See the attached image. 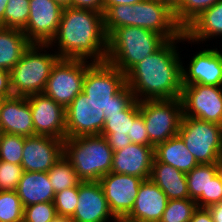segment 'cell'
Returning <instances> with one entry per match:
<instances>
[{
	"instance_id": "cell-1",
	"label": "cell",
	"mask_w": 222,
	"mask_h": 222,
	"mask_svg": "<svg viewBox=\"0 0 222 222\" xmlns=\"http://www.w3.org/2000/svg\"><path fill=\"white\" fill-rule=\"evenodd\" d=\"M181 41H186L184 32L167 40L126 74V84L137 101L180 98L183 63L176 44Z\"/></svg>"
},
{
	"instance_id": "cell-2",
	"label": "cell",
	"mask_w": 222,
	"mask_h": 222,
	"mask_svg": "<svg viewBox=\"0 0 222 222\" xmlns=\"http://www.w3.org/2000/svg\"><path fill=\"white\" fill-rule=\"evenodd\" d=\"M60 59H82L105 62L107 34L104 14L74 7L63 8L58 31L48 44L56 46Z\"/></svg>"
},
{
	"instance_id": "cell-3",
	"label": "cell",
	"mask_w": 222,
	"mask_h": 222,
	"mask_svg": "<svg viewBox=\"0 0 222 222\" xmlns=\"http://www.w3.org/2000/svg\"><path fill=\"white\" fill-rule=\"evenodd\" d=\"M126 26L145 28L162 35L166 40L176 39L183 33L173 13L159 0H143L133 5H115L104 13L107 37L117 28Z\"/></svg>"
},
{
	"instance_id": "cell-4",
	"label": "cell",
	"mask_w": 222,
	"mask_h": 222,
	"mask_svg": "<svg viewBox=\"0 0 222 222\" xmlns=\"http://www.w3.org/2000/svg\"><path fill=\"white\" fill-rule=\"evenodd\" d=\"M166 41L162 35L142 27H119L107 37L105 61L126 75Z\"/></svg>"
},
{
	"instance_id": "cell-5",
	"label": "cell",
	"mask_w": 222,
	"mask_h": 222,
	"mask_svg": "<svg viewBox=\"0 0 222 222\" xmlns=\"http://www.w3.org/2000/svg\"><path fill=\"white\" fill-rule=\"evenodd\" d=\"M113 150L101 135L64 139L63 155L82 181H99L111 172Z\"/></svg>"
},
{
	"instance_id": "cell-6",
	"label": "cell",
	"mask_w": 222,
	"mask_h": 222,
	"mask_svg": "<svg viewBox=\"0 0 222 222\" xmlns=\"http://www.w3.org/2000/svg\"><path fill=\"white\" fill-rule=\"evenodd\" d=\"M49 47L48 44H31L20 61L10 70L14 96L27 97L44 92L51 70L60 59L56 53H47Z\"/></svg>"
},
{
	"instance_id": "cell-7",
	"label": "cell",
	"mask_w": 222,
	"mask_h": 222,
	"mask_svg": "<svg viewBox=\"0 0 222 222\" xmlns=\"http://www.w3.org/2000/svg\"><path fill=\"white\" fill-rule=\"evenodd\" d=\"M139 112L149 135V146L178 135L183 117L180 98L139 101Z\"/></svg>"
},
{
	"instance_id": "cell-8",
	"label": "cell",
	"mask_w": 222,
	"mask_h": 222,
	"mask_svg": "<svg viewBox=\"0 0 222 222\" xmlns=\"http://www.w3.org/2000/svg\"><path fill=\"white\" fill-rule=\"evenodd\" d=\"M178 135L198 164L215 163L222 154V125L183 116Z\"/></svg>"
},
{
	"instance_id": "cell-9",
	"label": "cell",
	"mask_w": 222,
	"mask_h": 222,
	"mask_svg": "<svg viewBox=\"0 0 222 222\" xmlns=\"http://www.w3.org/2000/svg\"><path fill=\"white\" fill-rule=\"evenodd\" d=\"M93 63L82 59H59L51 70L43 93L66 109L83 92L86 70Z\"/></svg>"
},
{
	"instance_id": "cell-10",
	"label": "cell",
	"mask_w": 222,
	"mask_h": 222,
	"mask_svg": "<svg viewBox=\"0 0 222 222\" xmlns=\"http://www.w3.org/2000/svg\"><path fill=\"white\" fill-rule=\"evenodd\" d=\"M183 116L222 125V86L183 85Z\"/></svg>"
},
{
	"instance_id": "cell-11",
	"label": "cell",
	"mask_w": 222,
	"mask_h": 222,
	"mask_svg": "<svg viewBox=\"0 0 222 222\" xmlns=\"http://www.w3.org/2000/svg\"><path fill=\"white\" fill-rule=\"evenodd\" d=\"M126 85V75L108 62H94L87 70L83 92L107 115L111 98Z\"/></svg>"
},
{
	"instance_id": "cell-12",
	"label": "cell",
	"mask_w": 222,
	"mask_h": 222,
	"mask_svg": "<svg viewBox=\"0 0 222 222\" xmlns=\"http://www.w3.org/2000/svg\"><path fill=\"white\" fill-rule=\"evenodd\" d=\"M66 138L100 135L105 123L103 109L84 92L65 109Z\"/></svg>"
},
{
	"instance_id": "cell-13",
	"label": "cell",
	"mask_w": 222,
	"mask_h": 222,
	"mask_svg": "<svg viewBox=\"0 0 222 222\" xmlns=\"http://www.w3.org/2000/svg\"><path fill=\"white\" fill-rule=\"evenodd\" d=\"M142 181L140 177L115 172L104 175L98 181L110 212L119 222L131 212Z\"/></svg>"
},
{
	"instance_id": "cell-14",
	"label": "cell",
	"mask_w": 222,
	"mask_h": 222,
	"mask_svg": "<svg viewBox=\"0 0 222 222\" xmlns=\"http://www.w3.org/2000/svg\"><path fill=\"white\" fill-rule=\"evenodd\" d=\"M63 8L53 0H30V13L22 30L31 44H49L55 37Z\"/></svg>"
},
{
	"instance_id": "cell-15",
	"label": "cell",
	"mask_w": 222,
	"mask_h": 222,
	"mask_svg": "<svg viewBox=\"0 0 222 222\" xmlns=\"http://www.w3.org/2000/svg\"><path fill=\"white\" fill-rule=\"evenodd\" d=\"M35 135L66 138L65 108L44 93L27 96Z\"/></svg>"
},
{
	"instance_id": "cell-16",
	"label": "cell",
	"mask_w": 222,
	"mask_h": 222,
	"mask_svg": "<svg viewBox=\"0 0 222 222\" xmlns=\"http://www.w3.org/2000/svg\"><path fill=\"white\" fill-rule=\"evenodd\" d=\"M63 153L62 139L41 135L24 137L21 166L28 172H48Z\"/></svg>"
},
{
	"instance_id": "cell-17",
	"label": "cell",
	"mask_w": 222,
	"mask_h": 222,
	"mask_svg": "<svg viewBox=\"0 0 222 222\" xmlns=\"http://www.w3.org/2000/svg\"><path fill=\"white\" fill-rule=\"evenodd\" d=\"M73 222H119L110 212L103 189L98 181H82L78 185L76 210Z\"/></svg>"
},
{
	"instance_id": "cell-18",
	"label": "cell",
	"mask_w": 222,
	"mask_h": 222,
	"mask_svg": "<svg viewBox=\"0 0 222 222\" xmlns=\"http://www.w3.org/2000/svg\"><path fill=\"white\" fill-rule=\"evenodd\" d=\"M190 60L188 68L182 66V85L222 86V52L207 48Z\"/></svg>"
},
{
	"instance_id": "cell-19",
	"label": "cell",
	"mask_w": 222,
	"mask_h": 222,
	"mask_svg": "<svg viewBox=\"0 0 222 222\" xmlns=\"http://www.w3.org/2000/svg\"><path fill=\"white\" fill-rule=\"evenodd\" d=\"M168 198L150 178L142 181L131 212L121 222H160Z\"/></svg>"
},
{
	"instance_id": "cell-20",
	"label": "cell",
	"mask_w": 222,
	"mask_h": 222,
	"mask_svg": "<svg viewBox=\"0 0 222 222\" xmlns=\"http://www.w3.org/2000/svg\"><path fill=\"white\" fill-rule=\"evenodd\" d=\"M154 158L153 146L131 143L113 152L111 172L149 179Z\"/></svg>"
},
{
	"instance_id": "cell-21",
	"label": "cell",
	"mask_w": 222,
	"mask_h": 222,
	"mask_svg": "<svg viewBox=\"0 0 222 222\" xmlns=\"http://www.w3.org/2000/svg\"><path fill=\"white\" fill-rule=\"evenodd\" d=\"M0 131L23 137L35 136L27 97L13 95L4 99L0 113Z\"/></svg>"
},
{
	"instance_id": "cell-22",
	"label": "cell",
	"mask_w": 222,
	"mask_h": 222,
	"mask_svg": "<svg viewBox=\"0 0 222 222\" xmlns=\"http://www.w3.org/2000/svg\"><path fill=\"white\" fill-rule=\"evenodd\" d=\"M140 115L136 99L120 114H107L101 136L105 137L113 151L123 149L132 142L128 137L131 123Z\"/></svg>"
},
{
	"instance_id": "cell-23",
	"label": "cell",
	"mask_w": 222,
	"mask_h": 222,
	"mask_svg": "<svg viewBox=\"0 0 222 222\" xmlns=\"http://www.w3.org/2000/svg\"><path fill=\"white\" fill-rule=\"evenodd\" d=\"M16 193L23 207L41 202H54L55 191L49 181L47 172L24 171Z\"/></svg>"
},
{
	"instance_id": "cell-24",
	"label": "cell",
	"mask_w": 222,
	"mask_h": 222,
	"mask_svg": "<svg viewBox=\"0 0 222 222\" xmlns=\"http://www.w3.org/2000/svg\"><path fill=\"white\" fill-rule=\"evenodd\" d=\"M150 179L166 194L168 200L188 199L186 173L171 165L153 160Z\"/></svg>"
},
{
	"instance_id": "cell-25",
	"label": "cell",
	"mask_w": 222,
	"mask_h": 222,
	"mask_svg": "<svg viewBox=\"0 0 222 222\" xmlns=\"http://www.w3.org/2000/svg\"><path fill=\"white\" fill-rule=\"evenodd\" d=\"M186 40L200 42L222 36V0L203 11L184 30Z\"/></svg>"
},
{
	"instance_id": "cell-26",
	"label": "cell",
	"mask_w": 222,
	"mask_h": 222,
	"mask_svg": "<svg viewBox=\"0 0 222 222\" xmlns=\"http://www.w3.org/2000/svg\"><path fill=\"white\" fill-rule=\"evenodd\" d=\"M154 156L157 161L171 165L184 173L190 172L198 165L179 135L157 144L154 147Z\"/></svg>"
},
{
	"instance_id": "cell-27",
	"label": "cell",
	"mask_w": 222,
	"mask_h": 222,
	"mask_svg": "<svg viewBox=\"0 0 222 222\" xmlns=\"http://www.w3.org/2000/svg\"><path fill=\"white\" fill-rule=\"evenodd\" d=\"M30 45L21 29L0 27V69L10 71Z\"/></svg>"
},
{
	"instance_id": "cell-28",
	"label": "cell",
	"mask_w": 222,
	"mask_h": 222,
	"mask_svg": "<svg viewBox=\"0 0 222 222\" xmlns=\"http://www.w3.org/2000/svg\"><path fill=\"white\" fill-rule=\"evenodd\" d=\"M216 174L215 163L198 164L186 173L189 196L196 201L197 207H208V187Z\"/></svg>"
},
{
	"instance_id": "cell-29",
	"label": "cell",
	"mask_w": 222,
	"mask_h": 222,
	"mask_svg": "<svg viewBox=\"0 0 222 222\" xmlns=\"http://www.w3.org/2000/svg\"><path fill=\"white\" fill-rule=\"evenodd\" d=\"M47 174L55 193L78 186L82 182L70 161L64 155L53 164Z\"/></svg>"
},
{
	"instance_id": "cell-30",
	"label": "cell",
	"mask_w": 222,
	"mask_h": 222,
	"mask_svg": "<svg viewBox=\"0 0 222 222\" xmlns=\"http://www.w3.org/2000/svg\"><path fill=\"white\" fill-rule=\"evenodd\" d=\"M219 0H183L181 6L173 13L176 23L184 30L203 11Z\"/></svg>"
},
{
	"instance_id": "cell-31",
	"label": "cell",
	"mask_w": 222,
	"mask_h": 222,
	"mask_svg": "<svg viewBox=\"0 0 222 222\" xmlns=\"http://www.w3.org/2000/svg\"><path fill=\"white\" fill-rule=\"evenodd\" d=\"M197 208L190 198L168 200L160 222H189Z\"/></svg>"
},
{
	"instance_id": "cell-32",
	"label": "cell",
	"mask_w": 222,
	"mask_h": 222,
	"mask_svg": "<svg viewBox=\"0 0 222 222\" xmlns=\"http://www.w3.org/2000/svg\"><path fill=\"white\" fill-rule=\"evenodd\" d=\"M30 0H8L4 12V28L23 30L28 22Z\"/></svg>"
},
{
	"instance_id": "cell-33",
	"label": "cell",
	"mask_w": 222,
	"mask_h": 222,
	"mask_svg": "<svg viewBox=\"0 0 222 222\" xmlns=\"http://www.w3.org/2000/svg\"><path fill=\"white\" fill-rule=\"evenodd\" d=\"M23 213L16 191H0V222H23Z\"/></svg>"
},
{
	"instance_id": "cell-34",
	"label": "cell",
	"mask_w": 222,
	"mask_h": 222,
	"mask_svg": "<svg viewBox=\"0 0 222 222\" xmlns=\"http://www.w3.org/2000/svg\"><path fill=\"white\" fill-rule=\"evenodd\" d=\"M23 146V136L1 132L0 160L21 165Z\"/></svg>"
},
{
	"instance_id": "cell-35",
	"label": "cell",
	"mask_w": 222,
	"mask_h": 222,
	"mask_svg": "<svg viewBox=\"0 0 222 222\" xmlns=\"http://www.w3.org/2000/svg\"><path fill=\"white\" fill-rule=\"evenodd\" d=\"M57 216L54 202H41L24 207L23 222H52Z\"/></svg>"
},
{
	"instance_id": "cell-36",
	"label": "cell",
	"mask_w": 222,
	"mask_h": 222,
	"mask_svg": "<svg viewBox=\"0 0 222 222\" xmlns=\"http://www.w3.org/2000/svg\"><path fill=\"white\" fill-rule=\"evenodd\" d=\"M78 201V186L55 193L54 206L58 216L71 218Z\"/></svg>"
},
{
	"instance_id": "cell-37",
	"label": "cell",
	"mask_w": 222,
	"mask_h": 222,
	"mask_svg": "<svg viewBox=\"0 0 222 222\" xmlns=\"http://www.w3.org/2000/svg\"><path fill=\"white\" fill-rule=\"evenodd\" d=\"M23 172L20 164L0 160V191H16Z\"/></svg>"
},
{
	"instance_id": "cell-38",
	"label": "cell",
	"mask_w": 222,
	"mask_h": 222,
	"mask_svg": "<svg viewBox=\"0 0 222 222\" xmlns=\"http://www.w3.org/2000/svg\"><path fill=\"white\" fill-rule=\"evenodd\" d=\"M135 100L134 94L126 84L116 95L111 98L107 114H120Z\"/></svg>"
},
{
	"instance_id": "cell-39",
	"label": "cell",
	"mask_w": 222,
	"mask_h": 222,
	"mask_svg": "<svg viewBox=\"0 0 222 222\" xmlns=\"http://www.w3.org/2000/svg\"><path fill=\"white\" fill-rule=\"evenodd\" d=\"M128 137L132 143L149 145V135L145 127L144 119L141 115H139L133 123H131V129L128 133Z\"/></svg>"
},
{
	"instance_id": "cell-40",
	"label": "cell",
	"mask_w": 222,
	"mask_h": 222,
	"mask_svg": "<svg viewBox=\"0 0 222 222\" xmlns=\"http://www.w3.org/2000/svg\"><path fill=\"white\" fill-rule=\"evenodd\" d=\"M215 203H222V181L217 174L210 180L208 187V207Z\"/></svg>"
},
{
	"instance_id": "cell-41",
	"label": "cell",
	"mask_w": 222,
	"mask_h": 222,
	"mask_svg": "<svg viewBox=\"0 0 222 222\" xmlns=\"http://www.w3.org/2000/svg\"><path fill=\"white\" fill-rule=\"evenodd\" d=\"M72 7L104 14V0H72Z\"/></svg>"
},
{
	"instance_id": "cell-42",
	"label": "cell",
	"mask_w": 222,
	"mask_h": 222,
	"mask_svg": "<svg viewBox=\"0 0 222 222\" xmlns=\"http://www.w3.org/2000/svg\"><path fill=\"white\" fill-rule=\"evenodd\" d=\"M13 96L11 88L10 71L0 69V97Z\"/></svg>"
},
{
	"instance_id": "cell-43",
	"label": "cell",
	"mask_w": 222,
	"mask_h": 222,
	"mask_svg": "<svg viewBox=\"0 0 222 222\" xmlns=\"http://www.w3.org/2000/svg\"><path fill=\"white\" fill-rule=\"evenodd\" d=\"M189 222H214L207 208L198 207Z\"/></svg>"
},
{
	"instance_id": "cell-44",
	"label": "cell",
	"mask_w": 222,
	"mask_h": 222,
	"mask_svg": "<svg viewBox=\"0 0 222 222\" xmlns=\"http://www.w3.org/2000/svg\"><path fill=\"white\" fill-rule=\"evenodd\" d=\"M214 222H222V203H215L207 207Z\"/></svg>"
},
{
	"instance_id": "cell-45",
	"label": "cell",
	"mask_w": 222,
	"mask_h": 222,
	"mask_svg": "<svg viewBox=\"0 0 222 222\" xmlns=\"http://www.w3.org/2000/svg\"><path fill=\"white\" fill-rule=\"evenodd\" d=\"M143 0H104V13L111 7L115 5H133L139 3Z\"/></svg>"
},
{
	"instance_id": "cell-46",
	"label": "cell",
	"mask_w": 222,
	"mask_h": 222,
	"mask_svg": "<svg viewBox=\"0 0 222 222\" xmlns=\"http://www.w3.org/2000/svg\"><path fill=\"white\" fill-rule=\"evenodd\" d=\"M164 4L172 13H174L182 4L183 0H159Z\"/></svg>"
},
{
	"instance_id": "cell-47",
	"label": "cell",
	"mask_w": 222,
	"mask_h": 222,
	"mask_svg": "<svg viewBox=\"0 0 222 222\" xmlns=\"http://www.w3.org/2000/svg\"><path fill=\"white\" fill-rule=\"evenodd\" d=\"M8 0H0V27H4V12L7 6Z\"/></svg>"
},
{
	"instance_id": "cell-48",
	"label": "cell",
	"mask_w": 222,
	"mask_h": 222,
	"mask_svg": "<svg viewBox=\"0 0 222 222\" xmlns=\"http://www.w3.org/2000/svg\"><path fill=\"white\" fill-rule=\"evenodd\" d=\"M216 173L219 179L222 181V154L219 156L218 160L215 162Z\"/></svg>"
},
{
	"instance_id": "cell-49",
	"label": "cell",
	"mask_w": 222,
	"mask_h": 222,
	"mask_svg": "<svg viewBox=\"0 0 222 222\" xmlns=\"http://www.w3.org/2000/svg\"><path fill=\"white\" fill-rule=\"evenodd\" d=\"M59 4L62 8L72 7V0H53Z\"/></svg>"
},
{
	"instance_id": "cell-50",
	"label": "cell",
	"mask_w": 222,
	"mask_h": 222,
	"mask_svg": "<svg viewBox=\"0 0 222 222\" xmlns=\"http://www.w3.org/2000/svg\"><path fill=\"white\" fill-rule=\"evenodd\" d=\"M52 222H73L69 217L57 216Z\"/></svg>"
},
{
	"instance_id": "cell-51",
	"label": "cell",
	"mask_w": 222,
	"mask_h": 222,
	"mask_svg": "<svg viewBox=\"0 0 222 222\" xmlns=\"http://www.w3.org/2000/svg\"><path fill=\"white\" fill-rule=\"evenodd\" d=\"M4 99L5 98L0 97V113H1V109H2L3 103H4Z\"/></svg>"
}]
</instances>
